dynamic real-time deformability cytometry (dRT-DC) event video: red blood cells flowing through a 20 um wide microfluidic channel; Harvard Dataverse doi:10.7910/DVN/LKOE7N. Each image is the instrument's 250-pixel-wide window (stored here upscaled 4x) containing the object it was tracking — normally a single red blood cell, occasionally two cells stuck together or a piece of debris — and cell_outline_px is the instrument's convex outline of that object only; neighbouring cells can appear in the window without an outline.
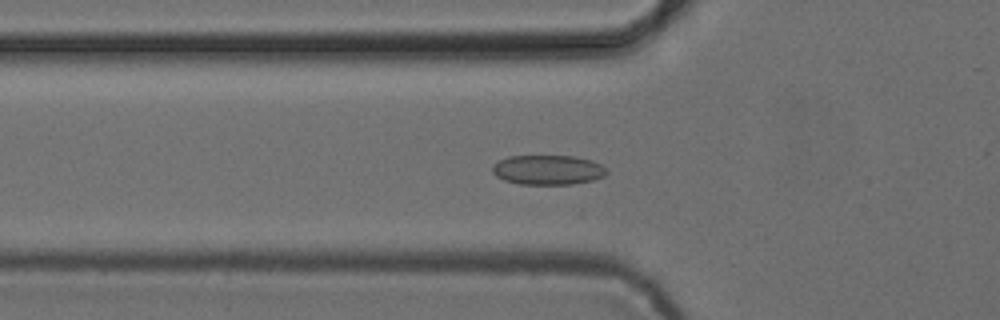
{"species": "common noctule bat (a hibernating species)", "species_latin": "Nyctalus noctula", "temperature_condition": "cold", "stored_images_in_passage": 31, "camera_frame_rate_fps": 3000, "um_per_image_px": 0.085, "animal": {"sex": "female", "body_mass_g": 24.6, "forearm_length_mm": 56.2}, "frame": {"image": 1, "passage_image": 3, "time_ms": 0.667, "image_size_px": [1000, 320], "cell_outline_px": [[608, 172], [604, 176], [592, 180], [572, 184], [520, 184], [504, 180], [496, 176], [492, 172], [492, 168], [500, 160], [508, 156], [576, 156], [592, 160], [600, 164]], "centroid_in_image_um": [46.58, 14.44], "position_along_channel_um": 79.2, "area_um2": 19.65}}
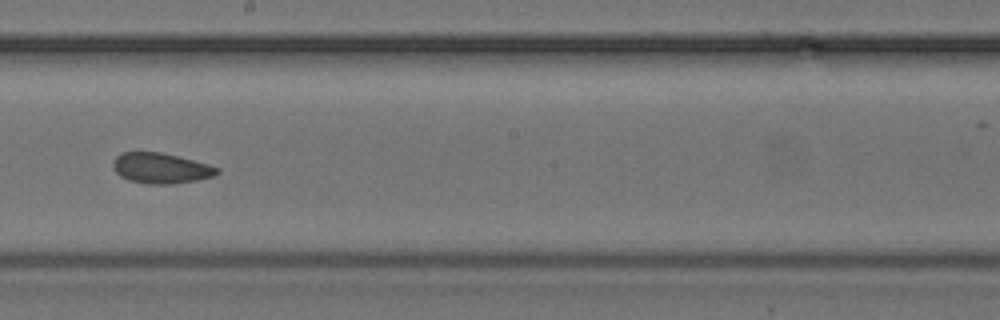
{"frame": {"image": 2, "passage_image": 15, "time_ms": 4.667, "image_size_px": [1000, 320], "cell_outline_px": [[220, 172], [212, 176], [196, 180], [168, 184], [148, 184], [128, 180], [120, 176], [112, 168], [112, 164], [116, 156], [124, 152], [160, 152], [208, 164], [220, 168]], "centroid_in_image_um": [13.64, 14.3], "position_along_channel_um": 234.6, "area_um2": 18.32}}
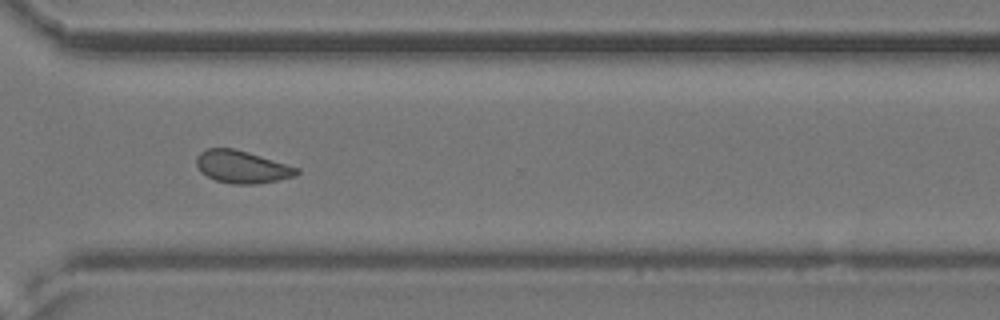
{"frame": {"image": 3, "passage_image": 24, "time_ms": 7.667, "image_size_px": [1000, 320], "cell_outline_px": [[300, 172], [296, 176], [256, 184], [232, 184], [216, 180], [200, 172], [196, 164], [196, 156], [200, 152], [208, 148], [232, 148], [248, 152], [300, 168]], "centroid_in_image_um": [20.56, 14.18], "position_along_channel_um": 350.0, "area_um2": 18.96}, "authors_computed_cell_mechanics": {"area_um2": 18.8428, "velocity_mm_per_s": 3.8598, "shape_relaxation_time_tau1_ms": null, "shape_relaxation_time_tau2_ms": 2.8607, "deformation_change_tau1": null, "deformation_change_tau2": 0.0837}}